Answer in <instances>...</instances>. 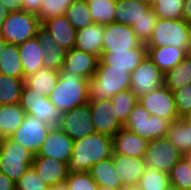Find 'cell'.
Returning <instances> with one entry per match:
<instances>
[{
    "label": "cell",
    "instance_id": "1",
    "mask_svg": "<svg viewBox=\"0 0 191 190\" xmlns=\"http://www.w3.org/2000/svg\"><path fill=\"white\" fill-rule=\"evenodd\" d=\"M113 139L97 132L73 142L68 173L89 172L90 167L99 161L112 157Z\"/></svg>",
    "mask_w": 191,
    "mask_h": 190
},
{
    "label": "cell",
    "instance_id": "2",
    "mask_svg": "<svg viewBox=\"0 0 191 190\" xmlns=\"http://www.w3.org/2000/svg\"><path fill=\"white\" fill-rule=\"evenodd\" d=\"M59 79L49 96V100L62 114L75 107L85 105L88 100V79L72 72L58 71Z\"/></svg>",
    "mask_w": 191,
    "mask_h": 190
},
{
    "label": "cell",
    "instance_id": "3",
    "mask_svg": "<svg viewBox=\"0 0 191 190\" xmlns=\"http://www.w3.org/2000/svg\"><path fill=\"white\" fill-rule=\"evenodd\" d=\"M131 74L126 69L96 68L88 79V100H111L124 90L130 89Z\"/></svg>",
    "mask_w": 191,
    "mask_h": 190
},
{
    "label": "cell",
    "instance_id": "4",
    "mask_svg": "<svg viewBox=\"0 0 191 190\" xmlns=\"http://www.w3.org/2000/svg\"><path fill=\"white\" fill-rule=\"evenodd\" d=\"M146 47L175 46L191 53V25L184 19H157Z\"/></svg>",
    "mask_w": 191,
    "mask_h": 190
},
{
    "label": "cell",
    "instance_id": "5",
    "mask_svg": "<svg viewBox=\"0 0 191 190\" xmlns=\"http://www.w3.org/2000/svg\"><path fill=\"white\" fill-rule=\"evenodd\" d=\"M34 154L11 138L0 140V172L15 183L32 166Z\"/></svg>",
    "mask_w": 191,
    "mask_h": 190
},
{
    "label": "cell",
    "instance_id": "6",
    "mask_svg": "<svg viewBox=\"0 0 191 190\" xmlns=\"http://www.w3.org/2000/svg\"><path fill=\"white\" fill-rule=\"evenodd\" d=\"M41 22L37 15L24 10L10 12L0 32V37L9 44H22L36 36Z\"/></svg>",
    "mask_w": 191,
    "mask_h": 190
},
{
    "label": "cell",
    "instance_id": "7",
    "mask_svg": "<svg viewBox=\"0 0 191 190\" xmlns=\"http://www.w3.org/2000/svg\"><path fill=\"white\" fill-rule=\"evenodd\" d=\"M170 121L156 115H150L149 111L137 103L131 111L124 128L134 132L148 141L166 137Z\"/></svg>",
    "mask_w": 191,
    "mask_h": 190
},
{
    "label": "cell",
    "instance_id": "8",
    "mask_svg": "<svg viewBox=\"0 0 191 190\" xmlns=\"http://www.w3.org/2000/svg\"><path fill=\"white\" fill-rule=\"evenodd\" d=\"M26 115H34L51 127H59L61 113L49 98L29 89L25 84L19 102Z\"/></svg>",
    "mask_w": 191,
    "mask_h": 190
},
{
    "label": "cell",
    "instance_id": "9",
    "mask_svg": "<svg viewBox=\"0 0 191 190\" xmlns=\"http://www.w3.org/2000/svg\"><path fill=\"white\" fill-rule=\"evenodd\" d=\"M182 154L172 145L167 137L157 138L148 142L144 155L147 168L170 173Z\"/></svg>",
    "mask_w": 191,
    "mask_h": 190
},
{
    "label": "cell",
    "instance_id": "10",
    "mask_svg": "<svg viewBox=\"0 0 191 190\" xmlns=\"http://www.w3.org/2000/svg\"><path fill=\"white\" fill-rule=\"evenodd\" d=\"M50 129L51 126L34 115H25L23 122L10 138L37 155Z\"/></svg>",
    "mask_w": 191,
    "mask_h": 190
},
{
    "label": "cell",
    "instance_id": "11",
    "mask_svg": "<svg viewBox=\"0 0 191 190\" xmlns=\"http://www.w3.org/2000/svg\"><path fill=\"white\" fill-rule=\"evenodd\" d=\"M59 127L73 141L95 133L89 104L62 113Z\"/></svg>",
    "mask_w": 191,
    "mask_h": 190
},
{
    "label": "cell",
    "instance_id": "12",
    "mask_svg": "<svg viewBox=\"0 0 191 190\" xmlns=\"http://www.w3.org/2000/svg\"><path fill=\"white\" fill-rule=\"evenodd\" d=\"M138 103L147 109L150 115L168 119L170 122L179 119L174 94L165 85L152 90L147 95L140 96Z\"/></svg>",
    "mask_w": 191,
    "mask_h": 190
},
{
    "label": "cell",
    "instance_id": "13",
    "mask_svg": "<svg viewBox=\"0 0 191 190\" xmlns=\"http://www.w3.org/2000/svg\"><path fill=\"white\" fill-rule=\"evenodd\" d=\"M163 76L164 74L160 69L146 56L131 73L130 89L138 98L147 95L152 90H156L164 85Z\"/></svg>",
    "mask_w": 191,
    "mask_h": 190
},
{
    "label": "cell",
    "instance_id": "14",
    "mask_svg": "<svg viewBox=\"0 0 191 190\" xmlns=\"http://www.w3.org/2000/svg\"><path fill=\"white\" fill-rule=\"evenodd\" d=\"M141 44L131 26L115 22L104 25L102 53L130 51Z\"/></svg>",
    "mask_w": 191,
    "mask_h": 190
},
{
    "label": "cell",
    "instance_id": "15",
    "mask_svg": "<svg viewBox=\"0 0 191 190\" xmlns=\"http://www.w3.org/2000/svg\"><path fill=\"white\" fill-rule=\"evenodd\" d=\"M88 104L95 132L113 137L123 128L124 124L117 118L111 100L89 101Z\"/></svg>",
    "mask_w": 191,
    "mask_h": 190
},
{
    "label": "cell",
    "instance_id": "16",
    "mask_svg": "<svg viewBox=\"0 0 191 190\" xmlns=\"http://www.w3.org/2000/svg\"><path fill=\"white\" fill-rule=\"evenodd\" d=\"M147 56V47L141 44L130 51H114V53H102L96 68L126 69L132 73Z\"/></svg>",
    "mask_w": 191,
    "mask_h": 190
},
{
    "label": "cell",
    "instance_id": "17",
    "mask_svg": "<svg viewBox=\"0 0 191 190\" xmlns=\"http://www.w3.org/2000/svg\"><path fill=\"white\" fill-rule=\"evenodd\" d=\"M73 140L60 128L51 127L37 155L67 163L71 159Z\"/></svg>",
    "mask_w": 191,
    "mask_h": 190
},
{
    "label": "cell",
    "instance_id": "18",
    "mask_svg": "<svg viewBox=\"0 0 191 190\" xmlns=\"http://www.w3.org/2000/svg\"><path fill=\"white\" fill-rule=\"evenodd\" d=\"M113 153L125 156L144 158L148 140L139 137L134 132L121 128L113 137Z\"/></svg>",
    "mask_w": 191,
    "mask_h": 190
},
{
    "label": "cell",
    "instance_id": "19",
    "mask_svg": "<svg viewBox=\"0 0 191 190\" xmlns=\"http://www.w3.org/2000/svg\"><path fill=\"white\" fill-rule=\"evenodd\" d=\"M112 159L123 187L138 184L147 168L144 158L113 153Z\"/></svg>",
    "mask_w": 191,
    "mask_h": 190
},
{
    "label": "cell",
    "instance_id": "20",
    "mask_svg": "<svg viewBox=\"0 0 191 190\" xmlns=\"http://www.w3.org/2000/svg\"><path fill=\"white\" fill-rule=\"evenodd\" d=\"M32 167L37 175L49 186L66 181L67 163L46 156H34Z\"/></svg>",
    "mask_w": 191,
    "mask_h": 190
},
{
    "label": "cell",
    "instance_id": "21",
    "mask_svg": "<svg viewBox=\"0 0 191 190\" xmlns=\"http://www.w3.org/2000/svg\"><path fill=\"white\" fill-rule=\"evenodd\" d=\"M98 60L95 55L72 48L66 53L62 70L90 79L95 74Z\"/></svg>",
    "mask_w": 191,
    "mask_h": 190
},
{
    "label": "cell",
    "instance_id": "22",
    "mask_svg": "<svg viewBox=\"0 0 191 190\" xmlns=\"http://www.w3.org/2000/svg\"><path fill=\"white\" fill-rule=\"evenodd\" d=\"M104 26L93 23L77 30L74 48L95 55L98 59L102 54Z\"/></svg>",
    "mask_w": 191,
    "mask_h": 190
},
{
    "label": "cell",
    "instance_id": "23",
    "mask_svg": "<svg viewBox=\"0 0 191 190\" xmlns=\"http://www.w3.org/2000/svg\"><path fill=\"white\" fill-rule=\"evenodd\" d=\"M42 26L52 35L59 46L66 51L74 48L77 30L65 15L48 19Z\"/></svg>",
    "mask_w": 191,
    "mask_h": 190
},
{
    "label": "cell",
    "instance_id": "24",
    "mask_svg": "<svg viewBox=\"0 0 191 190\" xmlns=\"http://www.w3.org/2000/svg\"><path fill=\"white\" fill-rule=\"evenodd\" d=\"M36 37L44 50V66L60 71L63 67L67 51L59 46L42 25L38 28Z\"/></svg>",
    "mask_w": 191,
    "mask_h": 190
},
{
    "label": "cell",
    "instance_id": "25",
    "mask_svg": "<svg viewBox=\"0 0 191 190\" xmlns=\"http://www.w3.org/2000/svg\"><path fill=\"white\" fill-rule=\"evenodd\" d=\"M17 46L20 53L25 79L27 76L37 72L44 66L43 60L45 54L36 36Z\"/></svg>",
    "mask_w": 191,
    "mask_h": 190
},
{
    "label": "cell",
    "instance_id": "26",
    "mask_svg": "<svg viewBox=\"0 0 191 190\" xmlns=\"http://www.w3.org/2000/svg\"><path fill=\"white\" fill-rule=\"evenodd\" d=\"M188 53L175 46L147 47V56L165 74L177 66Z\"/></svg>",
    "mask_w": 191,
    "mask_h": 190
},
{
    "label": "cell",
    "instance_id": "27",
    "mask_svg": "<svg viewBox=\"0 0 191 190\" xmlns=\"http://www.w3.org/2000/svg\"><path fill=\"white\" fill-rule=\"evenodd\" d=\"M59 73L57 70L41 67L37 72L30 74L24 80V84L34 92L49 98L57 84Z\"/></svg>",
    "mask_w": 191,
    "mask_h": 190
},
{
    "label": "cell",
    "instance_id": "28",
    "mask_svg": "<svg viewBox=\"0 0 191 190\" xmlns=\"http://www.w3.org/2000/svg\"><path fill=\"white\" fill-rule=\"evenodd\" d=\"M151 8L136 0H117L114 10V22L132 26Z\"/></svg>",
    "mask_w": 191,
    "mask_h": 190
},
{
    "label": "cell",
    "instance_id": "29",
    "mask_svg": "<svg viewBox=\"0 0 191 190\" xmlns=\"http://www.w3.org/2000/svg\"><path fill=\"white\" fill-rule=\"evenodd\" d=\"M89 174L97 186H107L120 190L124 188L116 172L112 157L93 164Z\"/></svg>",
    "mask_w": 191,
    "mask_h": 190
},
{
    "label": "cell",
    "instance_id": "30",
    "mask_svg": "<svg viewBox=\"0 0 191 190\" xmlns=\"http://www.w3.org/2000/svg\"><path fill=\"white\" fill-rule=\"evenodd\" d=\"M25 115L19 103L0 105V138H10Z\"/></svg>",
    "mask_w": 191,
    "mask_h": 190
},
{
    "label": "cell",
    "instance_id": "31",
    "mask_svg": "<svg viewBox=\"0 0 191 190\" xmlns=\"http://www.w3.org/2000/svg\"><path fill=\"white\" fill-rule=\"evenodd\" d=\"M164 85L172 92L191 83V53L163 76Z\"/></svg>",
    "mask_w": 191,
    "mask_h": 190
},
{
    "label": "cell",
    "instance_id": "32",
    "mask_svg": "<svg viewBox=\"0 0 191 190\" xmlns=\"http://www.w3.org/2000/svg\"><path fill=\"white\" fill-rule=\"evenodd\" d=\"M166 137L182 155L191 152V124L181 118L172 121Z\"/></svg>",
    "mask_w": 191,
    "mask_h": 190
},
{
    "label": "cell",
    "instance_id": "33",
    "mask_svg": "<svg viewBox=\"0 0 191 190\" xmlns=\"http://www.w3.org/2000/svg\"><path fill=\"white\" fill-rule=\"evenodd\" d=\"M0 74L24 79V70L16 44H5L0 57Z\"/></svg>",
    "mask_w": 191,
    "mask_h": 190
},
{
    "label": "cell",
    "instance_id": "34",
    "mask_svg": "<svg viewBox=\"0 0 191 190\" xmlns=\"http://www.w3.org/2000/svg\"><path fill=\"white\" fill-rule=\"evenodd\" d=\"M24 80L0 74V105L20 102Z\"/></svg>",
    "mask_w": 191,
    "mask_h": 190
},
{
    "label": "cell",
    "instance_id": "35",
    "mask_svg": "<svg viewBox=\"0 0 191 190\" xmlns=\"http://www.w3.org/2000/svg\"><path fill=\"white\" fill-rule=\"evenodd\" d=\"M116 4L117 0H89L87 6L93 22L103 26L113 23Z\"/></svg>",
    "mask_w": 191,
    "mask_h": 190
},
{
    "label": "cell",
    "instance_id": "36",
    "mask_svg": "<svg viewBox=\"0 0 191 190\" xmlns=\"http://www.w3.org/2000/svg\"><path fill=\"white\" fill-rule=\"evenodd\" d=\"M111 103L117 118L125 124L133 107L138 103V97L131 89L124 90L112 97Z\"/></svg>",
    "mask_w": 191,
    "mask_h": 190
},
{
    "label": "cell",
    "instance_id": "37",
    "mask_svg": "<svg viewBox=\"0 0 191 190\" xmlns=\"http://www.w3.org/2000/svg\"><path fill=\"white\" fill-rule=\"evenodd\" d=\"M185 0H153L151 8L159 19H183Z\"/></svg>",
    "mask_w": 191,
    "mask_h": 190
},
{
    "label": "cell",
    "instance_id": "38",
    "mask_svg": "<svg viewBox=\"0 0 191 190\" xmlns=\"http://www.w3.org/2000/svg\"><path fill=\"white\" fill-rule=\"evenodd\" d=\"M65 16L76 30L94 23L87 2L83 0H76L71 4L66 10Z\"/></svg>",
    "mask_w": 191,
    "mask_h": 190
},
{
    "label": "cell",
    "instance_id": "39",
    "mask_svg": "<svg viewBox=\"0 0 191 190\" xmlns=\"http://www.w3.org/2000/svg\"><path fill=\"white\" fill-rule=\"evenodd\" d=\"M169 183V174L152 168H146L138 182L143 190H164Z\"/></svg>",
    "mask_w": 191,
    "mask_h": 190
},
{
    "label": "cell",
    "instance_id": "40",
    "mask_svg": "<svg viewBox=\"0 0 191 190\" xmlns=\"http://www.w3.org/2000/svg\"><path fill=\"white\" fill-rule=\"evenodd\" d=\"M169 181L181 190H191V168L182 157L171 169Z\"/></svg>",
    "mask_w": 191,
    "mask_h": 190
},
{
    "label": "cell",
    "instance_id": "41",
    "mask_svg": "<svg viewBox=\"0 0 191 190\" xmlns=\"http://www.w3.org/2000/svg\"><path fill=\"white\" fill-rule=\"evenodd\" d=\"M76 0H43L41 9L37 15L41 24L51 18L63 16L68 7Z\"/></svg>",
    "mask_w": 191,
    "mask_h": 190
},
{
    "label": "cell",
    "instance_id": "42",
    "mask_svg": "<svg viewBox=\"0 0 191 190\" xmlns=\"http://www.w3.org/2000/svg\"><path fill=\"white\" fill-rule=\"evenodd\" d=\"M157 19L154 10L150 8L145 16L131 26L141 43L146 44L149 41Z\"/></svg>",
    "mask_w": 191,
    "mask_h": 190
},
{
    "label": "cell",
    "instance_id": "43",
    "mask_svg": "<svg viewBox=\"0 0 191 190\" xmlns=\"http://www.w3.org/2000/svg\"><path fill=\"white\" fill-rule=\"evenodd\" d=\"M47 185L31 166L16 182V190H48Z\"/></svg>",
    "mask_w": 191,
    "mask_h": 190
},
{
    "label": "cell",
    "instance_id": "44",
    "mask_svg": "<svg viewBox=\"0 0 191 190\" xmlns=\"http://www.w3.org/2000/svg\"><path fill=\"white\" fill-rule=\"evenodd\" d=\"M66 183L68 190H97V184L89 172L68 173Z\"/></svg>",
    "mask_w": 191,
    "mask_h": 190
},
{
    "label": "cell",
    "instance_id": "45",
    "mask_svg": "<svg viewBox=\"0 0 191 190\" xmlns=\"http://www.w3.org/2000/svg\"><path fill=\"white\" fill-rule=\"evenodd\" d=\"M179 118L191 109V83L173 91Z\"/></svg>",
    "mask_w": 191,
    "mask_h": 190
},
{
    "label": "cell",
    "instance_id": "46",
    "mask_svg": "<svg viewBox=\"0 0 191 190\" xmlns=\"http://www.w3.org/2000/svg\"><path fill=\"white\" fill-rule=\"evenodd\" d=\"M43 0H22V10L38 15Z\"/></svg>",
    "mask_w": 191,
    "mask_h": 190
},
{
    "label": "cell",
    "instance_id": "47",
    "mask_svg": "<svg viewBox=\"0 0 191 190\" xmlns=\"http://www.w3.org/2000/svg\"><path fill=\"white\" fill-rule=\"evenodd\" d=\"M0 190H16V183L0 172Z\"/></svg>",
    "mask_w": 191,
    "mask_h": 190
},
{
    "label": "cell",
    "instance_id": "48",
    "mask_svg": "<svg viewBox=\"0 0 191 190\" xmlns=\"http://www.w3.org/2000/svg\"><path fill=\"white\" fill-rule=\"evenodd\" d=\"M9 12L22 10V0H0Z\"/></svg>",
    "mask_w": 191,
    "mask_h": 190
},
{
    "label": "cell",
    "instance_id": "49",
    "mask_svg": "<svg viewBox=\"0 0 191 190\" xmlns=\"http://www.w3.org/2000/svg\"><path fill=\"white\" fill-rule=\"evenodd\" d=\"M183 19L191 25V0H185L184 2Z\"/></svg>",
    "mask_w": 191,
    "mask_h": 190
},
{
    "label": "cell",
    "instance_id": "50",
    "mask_svg": "<svg viewBox=\"0 0 191 190\" xmlns=\"http://www.w3.org/2000/svg\"><path fill=\"white\" fill-rule=\"evenodd\" d=\"M9 13L10 12L5 8V6L0 1V32H1L2 25Z\"/></svg>",
    "mask_w": 191,
    "mask_h": 190
},
{
    "label": "cell",
    "instance_id": "51",
    "mask_svg": "<svg viewBox=\"0 0 191 190\" xmlns=\"http://www.w3.org/2000/svg\"><path fill=\"white\" fill-rule=\"evenodd\" d=\"M48 190H68L66 181L49 186Z\"/></svg>",
    "mask_w": 191,
    "mask_h": 190
},
{
    "label": "cell",
    "instance_id": "52",
    "mask_svg": "<svg viewBox=\"0 0 191 190\" xmlns=\"http://www.w3.org/2000/svg\"><path fill=\"white\" fill-rule=\"evenodd\" d=\"M184 122L191 124V109L180 117Z\"/></svg>",
    "mask_w": 191,
    "mask_h": 190
},
{
    "label": "cell",
    "instance_id": "53",
    "mask_svg": "<svg viewBox=\"0 0 191 190\" xmlns=\"http://www.w3.org/2000/svg\"><path fill=\"white\" fill-rule=\"evenodd\" d=\"M122 190H143V189L139 184H133V185L124 187Z\"/></svg>",
    "mask_w": 191,
    "mask_h": 190
},
{
    "label": "cell",
    "instance_id": "54",
    "mask_svg": "<svg viewBox=\"0 0 191 190\" xmlns=\"http://www.w3.org/2000/svg\"><path fill=\"white\" fill-rule=\"evenodd\" d=\"M182 158L186 161V163L190 166L191 168V152L185 153L182 155Z\"/></svg>",
    "mask_w": 191,
    "mask_h": 190
},
{
    "label": "cell",
    "instance_id": "55",
    "mask_svg": "<svg viewBox=\"0 0 191 190\" xmlns=\"http://www.w3.org/2000/svg\"><path fill=\"white\" fill-rule=\"evenodd\" d=\"M164 190H181V189H179L177 186L169 183Z\"/></svg>",
    "mask_w": 191,
    "mask_h": 190
},
{
    "label": "cell",
    "instance_id": "56",
    "mask_svg": "<svg viewBox=\"0 0 191 190\" xmlns=\"http://www.w3.org/2000/svg\"><path fill=\"white\" fill-rule=\"evenodd\" d=\"M5 44H6V42L0 37V57L3 52Z\"/></svg>",
    "mask_w": 191,
    "mask_h": 190
},
{
    "label": "cell",
    "instance_id": "57",
    "mask_svg": "<svg viewBox=\"0 0 191 190\" xmlns=\"http://www.w3.org/2000/svg\"><path fill=\"white\" fill-rule=\"evenodd\" d=\"M97 190H120V189H114L107 186H97Z\"/></svg>",
    "mask_w": 191,
    "mask_h": 190
},
{
    "label": "cell",
    "instance_id": "58",
    "mask_svg": "<svg viewBox=\"0 0 191 190\" xmlns=\"http://www.w3.org/2000/svg\"><path fill=\"white\" fill-rule=\"evenodd\" d=\"M136 1H138V2H140V3H142V4H147V5H152V3H153V0H136Z\"/></svg>",
    "mask_w": 191,
    "mask_h": 190
}]
</instances>
